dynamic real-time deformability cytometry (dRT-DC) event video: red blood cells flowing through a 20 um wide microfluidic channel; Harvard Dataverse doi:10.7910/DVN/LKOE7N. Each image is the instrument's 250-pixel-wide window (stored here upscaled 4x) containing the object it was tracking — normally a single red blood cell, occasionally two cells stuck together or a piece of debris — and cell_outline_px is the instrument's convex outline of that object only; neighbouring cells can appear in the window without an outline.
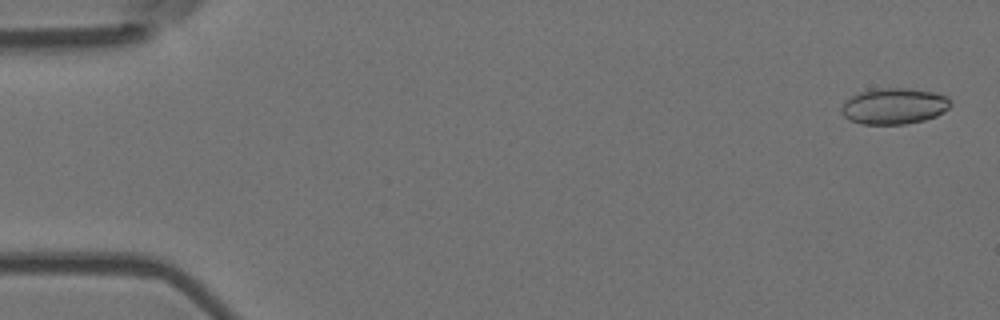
{"species": "Egyptian fruit bat (a non-hibernating species)", "species_latin": "Rousettus aegyptiacus", "temperature_condition": "room temperature", "stored_images_in_passage": 5, "camera_frame_rate_fps": 3000, "um_per_image_px": 0.085, "animal": {"sex": "female"}, "frame": {"image": 1, "passage_image": 1, "time_ms": 0.0, "image_size_px": [1000, 320], "cell_outline_px": [[952, 104], [944, 112], [936, 116], [924, 120], [904, 124], [860, 124], [848, 120], [840, 112], [840, 108], [844, 100], [860, 92], [876, 88], [912, 88], [936, 92], [948, 96]], "centroid_in_image_um": [75.99, 9.01], "position_along_channel_um": 9.0, "area_um2": 23.35}}
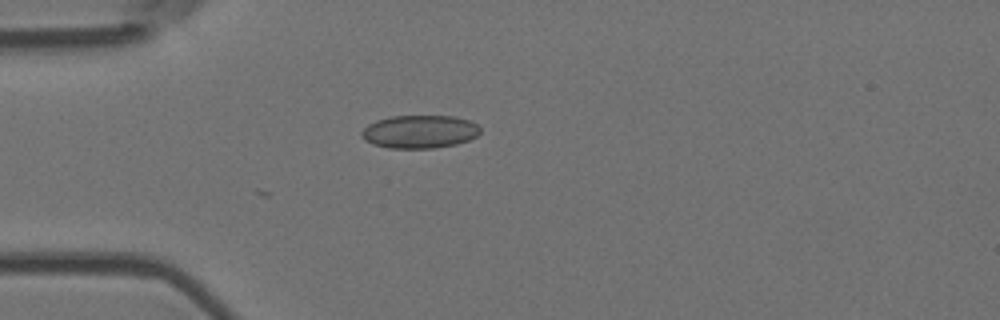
{"frame": {"image": 2, "passage_image": 5, "time_ms": 1.333, "image_size_px": [1000, 320], "cell_outline_px": [[480, 132], [476, 136], [468, 140], [456, 144], [432, 148], [388, 148], [372, 144], [364, 140], [360, 136], [360, 132], [368, 124], [376, 120], [392, 116], [452, 116], [472, 120], [480, 128]], "centroid_in_image_um": [35.64, 11.19], "position_along_channel_um": 49.4, "area_um2": 23.0}}